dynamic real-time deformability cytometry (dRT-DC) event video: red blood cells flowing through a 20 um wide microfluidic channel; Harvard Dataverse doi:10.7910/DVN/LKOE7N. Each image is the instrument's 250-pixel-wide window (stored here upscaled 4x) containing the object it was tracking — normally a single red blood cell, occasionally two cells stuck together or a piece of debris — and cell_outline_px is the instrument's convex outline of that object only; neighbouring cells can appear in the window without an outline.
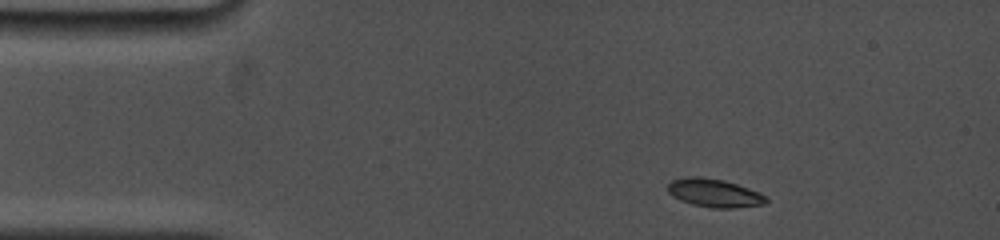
{"species": "common noctule bat (a hibernating species)", "species_latin": "Nyctalus noctula", "temperature_condition": "cold", "stored_images_in_passage": 8, "camera_frame_rate_fps": 5000, "um_per_image_px": 0.085, "animal": {"sex": "female", "body_mass_g": 19.0, "forearm_length_mm": 53.3}, "frame": {"image": 1, "passage_image": 1, "time_ms": 0.0, "image_size_px": [1000, 240], "cell_outline_px": [[768, 200], [764, 204], [732, 208], [712, 208], [692, 204], [680, 200], [672, 196], [668, 192], [668, 184], [672, 180], [688, 176], [700, 176], [724, 180], [760, 192], [768, 196]], "centroid_in_image_um": [60.72, 16.4], "position_along_channel_um": 24.3, "area_um2": 16.3}}
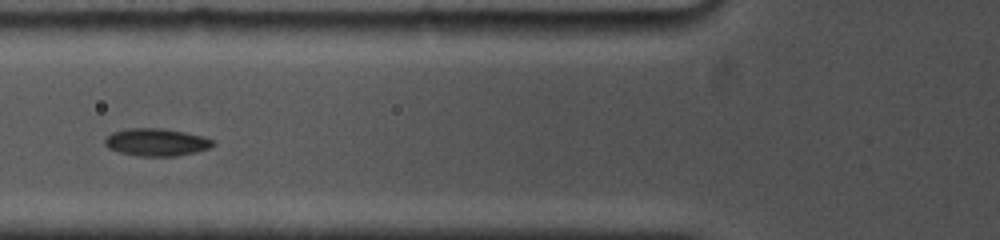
{"frame": {"image": 2, "passage_image": 6, "time_ms": 4.0, "image_size_px": [1000, 240], "cell_outline_px": [[216, 144], [208, 148], [176, 156], [136, 156], [120, 152], [108, 148], [104, 144], [104, 140], [112, 132], [128, 128], [164, 128], [204, 136], [216, 140]], "centroid_in_image_um": [13.3, 12.08], "position_along_channel_um": 112.5, "area_um2": 17.4}}
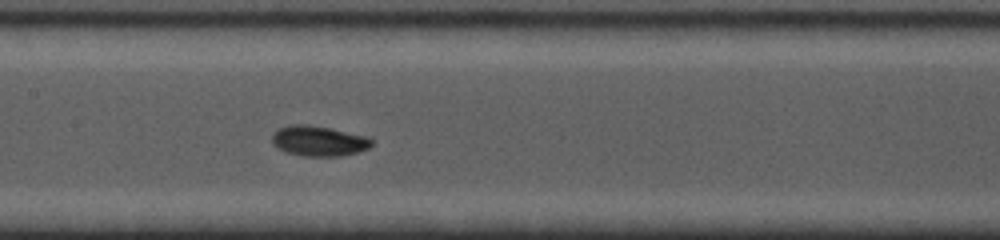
{"frame": {"image": 3, "passage_image": 8, "time_ms": 5.8, "image_size_px": [1000, 240], "cell_outline_px": [[376, 140], [368, 148], [356, 152], [340, 156], [304, 156], [288, 152], [276, 148], [272, 144], [272, 136], [276, 128], [288, 124], [308, 124], [368, 136]], "centroid_in_image_um": [27.07, 11.96], "position_along_channel_um": 180.3, "area_um2": 17.74}}